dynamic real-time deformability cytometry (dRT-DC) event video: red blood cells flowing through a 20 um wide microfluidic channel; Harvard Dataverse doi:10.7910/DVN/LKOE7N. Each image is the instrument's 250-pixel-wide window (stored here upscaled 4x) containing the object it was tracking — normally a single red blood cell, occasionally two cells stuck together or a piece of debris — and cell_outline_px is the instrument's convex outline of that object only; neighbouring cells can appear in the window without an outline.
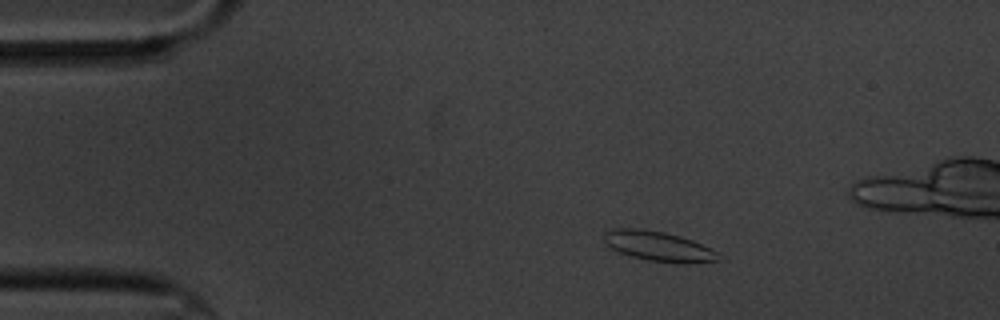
{"species": "common noctule bat (a hibernating species)", "species_latin": "Nyctalus noctula", "temperature_condition": "cold", "stored_images_in_passage": 3, "camera_frame_rate_fps": 3000, "um_per_image_px": 0.085, "animal": {"sex": "male", "body_mass_g": 20.1, "forearm_length_mm": 53.5}, "frame": {"image": 1, "passage_image": 1, "time_ms": 0.0, "image_size_px": [1000, 320], "cell_outline_px": [[724, 260], [684, 264], [648, 260], [632, 256], [620, 252], [604, 244], [604, 232], [616, 228], [640, 228], [664, 232], [680, 236], [692, 240], [720, 252]], "centroid_in_image_um": [56.04, 20.94], "position_along_channel_um": 29.0, "area_um2": 20.17}}